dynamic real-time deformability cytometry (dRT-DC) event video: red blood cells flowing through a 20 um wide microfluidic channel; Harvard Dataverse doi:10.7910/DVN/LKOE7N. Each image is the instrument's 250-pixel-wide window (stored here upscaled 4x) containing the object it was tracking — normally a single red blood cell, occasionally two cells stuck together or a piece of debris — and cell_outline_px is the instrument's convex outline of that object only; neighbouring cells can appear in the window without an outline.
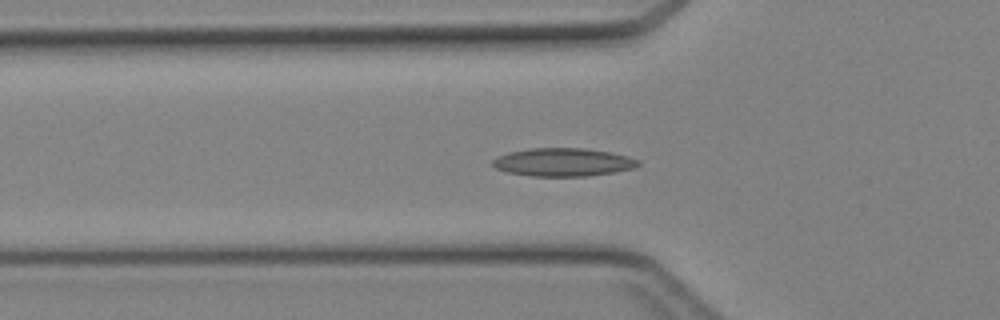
{"species": "Egyptian fruit bat (a non-hibernating species)", "species_latin": "Rousettus aegyptiacus", "temperature_condition": "cold", "stored_images_in_passage": 35, "camera_frame_rate_fps": 3000, "um_per_image_px": 0.085, "animal": {"sex": "female"}, "frame": {"image": 1, "passage_image": 9, "time_ms": 2.667, "image_size_px": [1000, 320], "cell_outline_px": [[640, 164], [636, 168], [616, 172], [588, 176], [532, 176], [508, 172], [496, 168], [492, 164], [492, 160], [496, 156], [508, 152], [528, 148], [584, 148], [612, 152], [628, 156], [640, 160]], "centroid_in_image_um": [47.89, 13.78], "position_along_channel_um": 77.9, "area_um2": 24.16}}
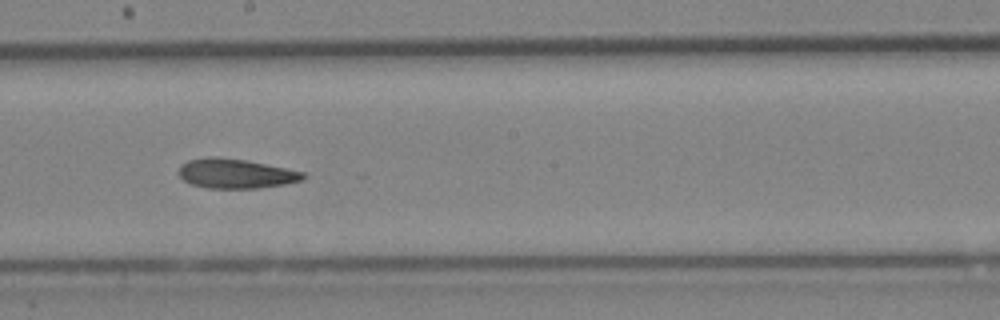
{"frame": {"image": 2, "passage_image": 19, "time_ms": 6.0, "image_size_px": [1000, 320], "cell_outline_px": [[308, 176], [304, 180], [284, 184], [260, 188], [208, 188], [192, 184], [184, 180], [176, 172], [188, 160], [208, 156], [244, 160], [304, 172]], "centroid_in_image_um": [20.05, 14.76], "position_along_channel_um": 228.2, "area_um2": 21.21}}
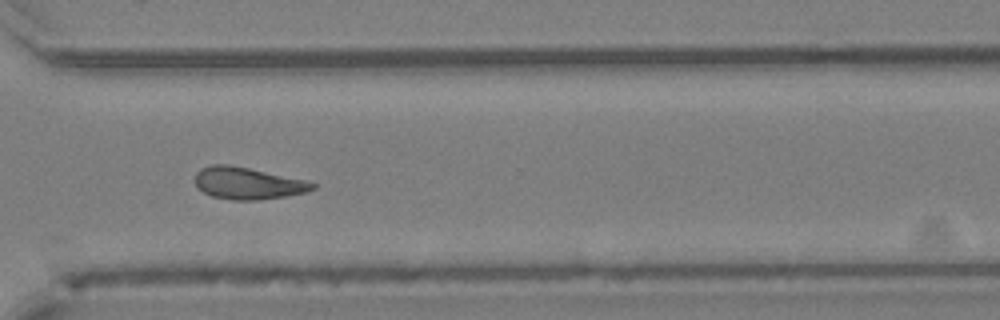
{"frame": {"image": 3, "passage_image": 27, "time_ms": 8.667, "image_size_px": [1000, 320], "cell_outline_px": [[316, 188], [304, 192], [284, 196], [256, 200], [232, 200], [212, 196], [204, 192], [196, 184], [196, 172], [200, 168], [212, 164], [228, 164], [248, 168], [304, 180], [316, 184]], "centroid_in_image_um": [21.02, 15.57], "position_along_channel_um": 349.6, "area_um2": 21.5}}